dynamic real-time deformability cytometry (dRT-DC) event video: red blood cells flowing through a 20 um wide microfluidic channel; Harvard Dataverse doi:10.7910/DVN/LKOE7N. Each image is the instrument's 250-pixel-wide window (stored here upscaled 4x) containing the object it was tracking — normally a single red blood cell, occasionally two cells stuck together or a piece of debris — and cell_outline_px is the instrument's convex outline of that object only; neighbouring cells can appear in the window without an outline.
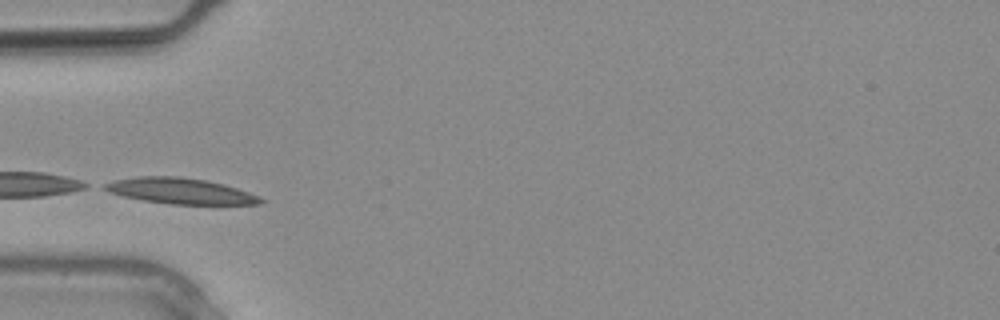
{"species": "common noctule bat (a hibernating species)", "species_latin": "Nyctalus noctula", "temperature_condition": "warm", "stored_images_in_passage": 7, "camera_frame_rate_fps": 3000, "um_per_image_px": 0.085, "animal": {"sex": "male", "body_mass_g": 20.4}, "frame": {"image": 1, "passage_image": 4, "time_ms": 1.0, "image_size_px": [1000, 320], "cell_outline_px": [[264, 204], [172, 204], [144, 200], [124, 196], [108, 192], [100, 188], [104, 184], [112, 180], [140, 176], [180, 176], [204, 180], [224, 184], [260, 196], [264, 200]], "centroid_in_image_um": [15.31, 16.22], "position_along_channel_um": 69.7, "area_um2": 23.41}}